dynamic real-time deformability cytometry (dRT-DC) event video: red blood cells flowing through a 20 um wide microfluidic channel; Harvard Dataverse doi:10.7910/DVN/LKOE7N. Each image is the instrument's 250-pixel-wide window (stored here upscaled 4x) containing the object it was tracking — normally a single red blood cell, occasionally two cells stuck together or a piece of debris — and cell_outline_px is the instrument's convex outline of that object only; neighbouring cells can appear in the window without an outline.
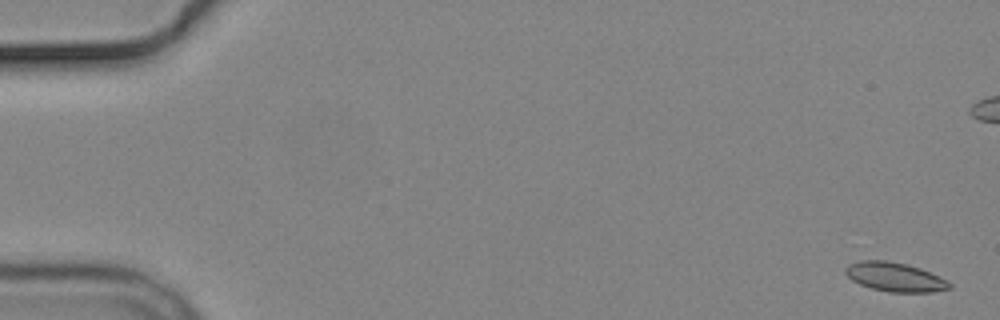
{"species": "common noctule bat (a hibernating species)", "species_latin": "Nyctalus noctula", "temperature_condition": "cold", "stored_images_in_passage": 8, "segment_of_instrument_passage": [1, 2], "camera_frame_rate_fps": 3000, "um_per_image_px": 0.085, "animal": {"sex": "male", "body_mass_g": 19.2, "forearm_length_mm": 51.8}, "frame": {"image": 1, "passage_image": 1, "time_ms": 0.0, "image_size_px": [1000, 320], "cell_outline_px": [[952, 288], [932, 292], [888, 292], [872, 288], [860, 284], [852, 280], [844, 272], [844, 268], [848, 264], [860, 260], [884, 260], [904, 264], [920, 268], [952, 284]], "centroid_in_image_um": [76.02, 23.54], "position_along_channel_um": 9.0, "area_um2": 17.4}}
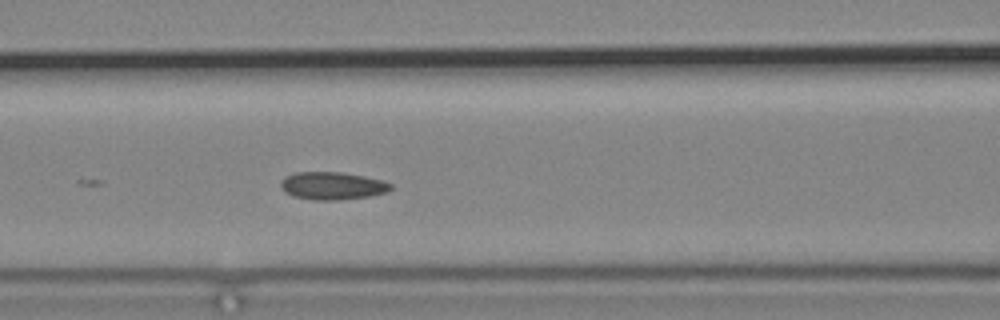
{"frame": {"image": 2, "passage_image": 7, "time_ms": 7.667, "image_size_px": [1000, 320], "cell_outline_px": [[392, 188], [388, 192], [368, 196], [340, 200], [316, 200], [292, 196], [284, 192], [280, 188], [280, 180], [284, 176], [296, 172], [340, 172], [364, 176], [380, 180], [392, 184]], "centroid_in_image_um": [28.2, 15.79], "position_along_channel_um": 138.4, "area_um2": 17.86}}